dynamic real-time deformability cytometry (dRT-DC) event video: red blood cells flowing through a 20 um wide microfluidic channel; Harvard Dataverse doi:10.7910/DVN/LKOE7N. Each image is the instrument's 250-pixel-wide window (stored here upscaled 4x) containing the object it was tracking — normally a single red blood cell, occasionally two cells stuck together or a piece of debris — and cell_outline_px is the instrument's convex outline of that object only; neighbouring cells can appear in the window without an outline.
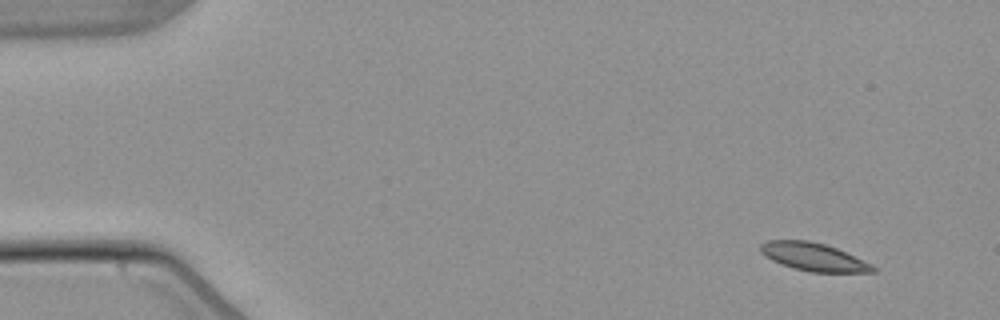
{"species": "common noctule bat (a hibernating species)", "species_latin": "Nyctalus noctula", "temperature_condition": "warm", "stored_images_in_passage": 4, "segment_of_instrument_passage": [2, 2], "camera_frame_rate_fps": 3000, "um_per_image_px": 0.085, "animal": {"sex": "male", "body_mass_g": 21.5, "forearm_length_mm": 52.0}, "frame": {"image": 1, "passage_image": 4, "time_ms": 4.667, "image_size_px": [1000, 320], "cell_outline_px": [[880, 268], [876, 272], [808, 272], [792, 268], [780, 264], [764, 256], [760, 252], [760, 244], [768, 240], [808, 240], [824, 244], [836, 248], [872, 264]], "centroid_in_image_um": [69.15, 21.85], "position_along_channel_um": 15.8, "area_um2": 18.5}}